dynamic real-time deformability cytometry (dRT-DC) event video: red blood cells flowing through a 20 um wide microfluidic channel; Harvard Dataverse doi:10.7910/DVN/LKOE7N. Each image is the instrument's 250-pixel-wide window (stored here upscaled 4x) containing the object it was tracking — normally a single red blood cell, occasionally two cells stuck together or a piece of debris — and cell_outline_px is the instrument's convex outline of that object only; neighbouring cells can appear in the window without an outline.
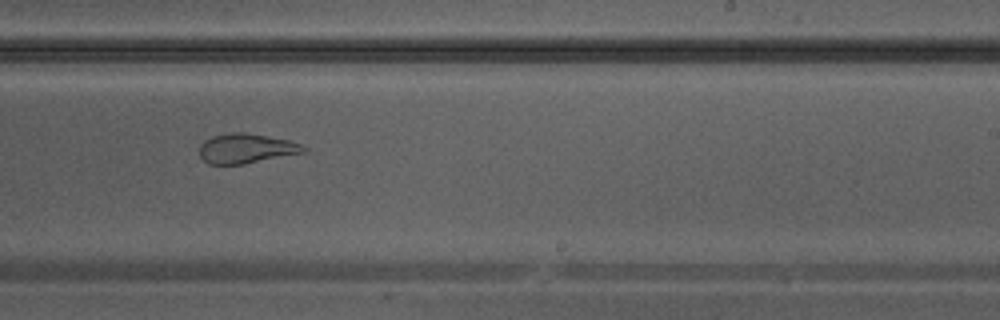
{"species": "Egyptian fruit bat (a non-hibernating species)", "species_latin": "Rousettus aegyptiacus", "temperature_condition": "warm", "stored_images_in_passage": 26, "camera_frame_rate_fps": 3000, "um_per_image_px": 0.085, "animal": {"sex": "male"}, "frame": {"image": 1, "passage_image": 15, "time_ms": 4.667, "image_size_px": [1000, 320], "cell_outline_px": [[308, 148], [304, 152], [244, 164], [208, 164], [200, 156], [200, 144], [204, 140], [212, 136], [232, 132], [244, 132], [288, 140], [300, 144]], "centroid_in_image_um": [20.89, 12.62], "position_along_channel_um": 268.1, "area_um2": 17.86}}